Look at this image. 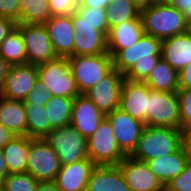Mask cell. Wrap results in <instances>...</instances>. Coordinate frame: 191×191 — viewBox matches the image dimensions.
<instances>
[{
	"label": "cell",
	"instance_id": "1",
	"mask_svg": "<svg viewBox=\"0 0 191 191\" xmlns=\"http://www.w3.org/2000/svg\"><path fill=\"white\" fill-rule=\"evenodd\" d=\"M107 51L112 56L113 68L124 79L144 82L161 58L162 40L144 33L129 48Z\"/></svg>",
	"mask_w": 191,
	"mask_h": 191
},
{
	"label": "cell",
	"instance_id": "2",
	"mask_svg": "<svg viewBox=\"0 0 191 191\" xmlns=\"http://www.w3.org/2000/svg\"><path fill=\"white\" fill-rule=\"evenodd\" d=\"M145 34L164 40L185 33L186 17L166 1H158L140 10Z\"/></svg>",
	"mask_w": 191,
	"mask_h": 191
},
{
	"label": "cell",
	"instance_id": "3",
	"mask_svg": "<svg viewBox=\"0 0 191 191\" xmlns=\"http://www.w3.org/2000/svg\"><path fill=\"white\" fill-rule=\"evenodd\" d=\"M182 146L181 129L161 126H145L131 158L146 162L158 156H166Z\"/></svg>",
	"mask_w": 191,
	"mask_h": 191
},
{
	"label": "cell",
	"instance_id": "4",
	"mask_svg": "<svg viewBox=\"0 0 191 191\" xmlns=\"http://www.w3.org/2000/svg\"><path fill=\"white\" fill-rule=\"evenodd\" d=\"M37 73L38 80L47 87L51 96L74 99L80 95L67 57H57L38 65Z\"/></svg>",
	"mask_w": 191,
	"mask_h": 191
},
{
	"label": "cell",
	"instance_id": "5",
	"mask_svg": "<svg viewBox=\"0 0 191 191\" xmlns=\"http://www.w3.org/2000/svg\"><path fill=\"white\" fill-rule=\"evenodd\" d=\"M68 61L79 94L87 93L113 69L112 56L108 52L100 55L69 56Z\"/></svg>",
	"mask_w": 191,
	"mask_h": 191
},
{
	"label": "cell",
	"instance_id": "6",
	"mask_svg": "<svg viewBox=\"0 0 191 191\" xmlns=\"http://www.w3.org/2000/svg\"><path fill=\"white\" fill-rule=\"evenodd\" d=\"M42 139L55 149L61 165L88 158L87 139L71 125L52 128Z\"/></svg>",
	"mask_w": 191,
	"mask_h": 191
},
{
	"label": "cell",
	"instance_id": "7",
	"mask_svg": "<svg viewBox=\"0 0 191 191\" xmlns=\"http://www.w3.org/2000/svg\"><path fill=\"white\" fill-rule=\"evenodd\" d=\"M59 157L42 138L29 137L26 172L39 182L55 181L60 170Z\"/></svg>",
	"mask_w": 191,
	"mask_h": 191
},
{
	"label": "cell",
	"instance_id": "8",
	"mask_svg": "<svg viewBox=\"0 0 191 191\" xmlns=\"http://www.w3.org/2000/svg\"><path fill=\"white\" fill-rule=\"evenodd\" d=\"M87 153L95 165H118L126 157L119 149L112 126L106 117L87 139Z\"/></svg>",
	"mask_w": 191,
	"mask_h": 191
},
{
	"label": "cell",
	"instance_id": "9",
	"mask_svg": "<svg viewBox=\"0 0 191 191\" xmlns=\"http://www.w3.org/2000/svg\"><path fill=\"white\" fill-rule=\"evenodd\" d=\"M144 124L180 129L177 93L151 90L148 96V117Z\"/></svg>",
	"mask_w": 191,
	"mask_h": 191
},
{
	"label": "cell",
	"instance_id": "10",
	"mask_svg": "<svg viewBox=\"0 0 191 191\" xmlns=\"http://www.w3.org/2000/svg\"><path fill=\"white\" fill-rule=\"evenodd\" d=\"M16 27L24 41L27 63L38 66L58 57L44 24H16Z\"/></svg>",
	"mask_w": 191,
	"mask_h": 191
},
{
	"label": "cell",
	"instance_id": "11",
	"mask_svg": "<svg viewBox=\"0 0 191 191\" xmlns=\"http://www.w3.org/2000/svg\"><path fill=\"white\" fill-rule=\"evenodd\" d=\"M106 118L112 126L119 149L125 156H130L144 130V122L131 117L120 108L106 114Z\"/></svg>",
	"mask_w": 191,
	"mask_h": 191
},
{
	"label": "cell",
	"instance_id": "12",
	"mask_svg": "<svg viewBox=\"0 0 191 191\" xmlns=\"http://www.w3.org/2000/svg\"><path fill=\"white\" fill-rule=\"evenodd\" d=\"M37 80V66L29 63L10 65L0 96L10 100L24 101Z\"/></svg>",
	"mask_w": 191,
	"mask_h": 191
},
{
	"label": "cell",
	"instance_id": "13",
	"mask_svg": "<svg viewBox=\"0 0 191 191\" xmlns=\"http://www.w3.org/2000/svg\"><path fill=\"white\" fill-rule=\"evenodd\" d=\"M123 80L124 75L113 68L84 95L106 115L119 108Z\"/></svg>",
	"mask_w": 191,
	"mask_h": 191
},
{
	"label": "cell",
	"instance_id": "14",
	"mask_svg": "<svg viewBox=\"0 0 191 191\" xmlns=\"http://www.w3.org/2000/svg\"><path fill=\"white\" fill-rule=\"evenodd\" d=\"M118 166L130 191H165V186L145 162L126 156Z\"/></svg>",
	"mask_w": 191,
	"mask_h": 191
},
{
	"label": "cell",
	"instance_id": "15",
	"mask_svg": "<svg viewBox=\"0 0 191 191\" xmlns=\"http://www.w3.org/2000/svg\"><path fill=\"white\" fill-rule=\"evenodd\" d=\"M106 115L84 94L73 99L70 125L84 138H90Z\"/></svg>",
	"mask_w": 191,
	"mask_h": 191
},
{
	"label": "cell",
	"instance_id": "16",
	"mask_svg": "<svg viewBox=\"0 0 191 191\" xmlns=\"http://www.w3.org/2000/svg\"><path fill=\"white\" fill-rule=\"evenodd\" d=\"M151 89L140 81L124 79L119 108L131 117L145 123L148 117V96Z\"/></svg>",
	"mask_w": 191,
	"mask_h": 191
},
{
	"label": "cell",
	"instance_id": "17",
	"mask_svg": "<svg viewBox=\"0 0 191 191\" xmlns=\"http://www.w3.org/2000/svg\"><path fill=\"white\" fill-rule=\"evenodd\" d=\"M58 57L74 56L75 30L72 15L51 16L44 23Z\"/></svg>",
	"mask_w": 191,
	"mask_h": 191
},
{
	"label": "cell",
	"instance_id": "18",
	"mask_svg": "<svg viewBox=\"0 0 191 191\" xmlns=\"http://www.w3.org/2000/svg\"><path fill=\"white\" fill-rule=\"evenodd\" d=\"M95 166L89 158L61 165L54 182L59 191H86L90 174Z\"/></svg>",
	"mask_w": 191,
	"mask_h": 191
},
{
	"label": "cell",
	"instance_id": "19",
	"mask_svg": "<svg viewBox=\"0 0 191 191\" xmlns=\"http://www.w3.org/2000/svg\"><path fill=\"white\" fill-rule=\"evenodd\" d=\"M190 160V156L181 146L177 151L169 155L158 156L147 160L145 163L165 186L185 169Z\"/></svg>",
	"mask_w": 191,
	"mask_h": 191
},
{
	"label": "cell",
	"instance_id": "20",
	"mask_svg": "<svg viewBox=\"0 0 191 191\" xmlns=\"http://www.w3.org/2000/svg\"><path fill=\"white\" fill-rule=\"evenodd\" d=\"M86 191H130L118 165H96Z\"/></svg>",
	"mask_w": 191,
	"mask_h": 191
},
{
	"label": "cell",
	"instance_id": "21",
	"mask_svg": "<svg viewBox=\"0 0 191 191\" xmlns=\"http://www.w3.org/2000/svg\"><path fill=\"white\" fill-rule=\"evenodd\" d=\"M161 58L177 72L182 70L191 63V37L182 33L162 40Z\"/></svg>",
	"mask_w": 191,
	"mask_h": 191
},
{
	"label": "cell",
	"instance_id": "22",
	"mask_svg": "<svg viewBox=\"0 0 191 191\" xmlns=\"http://www.w3.org/2000/svg\"><path fill=\"white\" fill-rule=\"evenodd\" d=\"M0 124L16 136H27V115L24 101L0 96Z\"/></svg>",
	"mask_w": 191,
	"mask_h": 191
},
{
	"label": "cell",
	"instance_id": "23",
	"mask_svg": "<svg viewBox=\"0 0 191 191\" xmlns=\"http://www.w3.org/2000/svg\"><path fill=\"white\" fill-rule=\"evenodd\" d=\"M144 34L141 17L123 22L109 30L107 50H123L136 44Z\"/></svg>",
	"mask_w": 191,
	"mask_h": 191
},
{
	"label": "cell",
	"instance_id": "24",
	"mask_svg": "<svg viewBox=\"0 0 191 191\" xmlns=\"http://www.w3.org/2000/svg\"><path fill=\"white\" fill-rule=\"evenodd\" d=\"M28 149V136H15L4 145L2 152L8 174L26 173Z\"/></svg>",
	"mask_w": 191,
	"mask_h": 191
},
{
	"label": "cell",
	"instance_id": "25",
	"mask_svg": "<svg viewBox=\"0 0 191 191\" xmlns=\"http://www.w3.org/2000/svg\"><path fill=\"white\" fill-rule=\"evenodd\" d=\"M144 83L153 91L177 92L178 72L160 58Z\"/></svg>",
	"mask_w": 191,
	"mask_h": 191
},
{
	"label": "cell",
	"instance_id": "26",
	"mask_svg": "<svg viewBox=\"0 0 191 191\" xmlns=\"http://www.w3.org/2000/svg\"><path fill=\"white\" fill-rule=\"evenodd\" d=\"M107 52V37L101 31L75 33L74 56L100 55Z\"/></svg>",
	"mask_w": 191,
	"mask_h": 191
},
{
	"label": "cell",
	"instance_id": "27",
	"mask_svg": "<svg viewBox=\"0 0 191 191\" xmlns=\"http://www.w3.org/2000/svg\"><path fill=\"white\" fill-rule=\"evenodd\" d=\"M0 56L9 65L27 64L24 41L17 27L1 42Z\"/></svg>",
	"mask_w": 191,
	"mask_h": 191
},
{
	"label": "cell",
	"instance_id": "28",
	"mask_svg": "<svg viewBox=\"0 0 191 191\" xmlns=\"http://www.w3.org/2000/svg\"><path fill=\"white\" fill-rule=\"evenodd\" d=\"M27 115V136L43 138L51 129L45 105L24 104Z\"/></svg>",
	"mask_w": 191,
	"mask_h": 191
},
{
	"label": "cell",
	"instance_id": "29",
	"mask_svg": "<svg viewBox=\"0 0 191 191\" xmlns=\"http://www.w3.org/2000/svg\"><path fill=\"white\" fill-rule=\"evenodd\" d=\"M73 98L51 96L45 109L52 128L70 125Z\"/></svg>",
	"mask_w": 191,
	"mask_h": 191
},
{
	"label": "cell",
	"instance_id": "30",
	"mask_svg": "<svg viewBox=\"0 0 191 191\" xmlns=\"http://www.w3.org/2000/svg\"><path fill=\"white\" fill-rule=\"evenodd\" d=\"M140 8L133 0H116L106 7L108 29L140 17Z\"/></svg>",
	"mask_w": 191,
	"mask_h": 191
},
{
	"label": "cell",
	"instance_id": "31",
	"mask_svg": "<svg viewBox=\"0 0 191 191\" xmlns=\"http://www.w3.org/2000/svg\"><path fill=\"white\" fill-rule=\"evenodd\" d=\"M50 17L48 0H21L19 24H44Z\"/></svg>",
	"mask_w": 191,
	"mask_h": 191
},
{
	"label": "cell",
	"instance_id": "32",
	"mask_svg": "<svg viewBox=\"0 0 191 191\" xmlns=\"http://www.w3.org/2000/svg\"><path fill=\"white\" fill-rule=\"evenodd\" d=\"M72 23H89L98 25V30L106 37L109 33L106 8H89L78 6L72 14Z\"/></svg>",
	"mask_w": 191,
	"mask_h": 191
},
{
	"label": "cell",
	"instance_id": "33",
	"mask_svg": "<svg viewBox=\"0 0 191 191\" xmlns=\"http://www.w3.org/2000/svg\"><path fill=\"white\" fill-rule=\"evenodd\" d=\"M39 181L29 173L8 174L2 180V188L6 191H36Z\"/></svg>",
	"mask_w": 191,
	"mask_h": 191
},
{
	"label": "cell",
	"instance_id": "34",
	"mask_svg": "<svg viewBox=\"0 0 191 191\" xmlns=\"http://www.w3.org/2000/svg\"><path fill=\"white\" fill-rule=\"evenodd\" d=\"M180 129L191 126V89L178 90Z\"/></svg>",
	"mask_w": 191,
	"mask_h": 191
},
{
	"label": "cell",
	"instance_id": "35",
	"mask_svg": "<svg viewBox=\"0 0 191 191\" xmlns=\"http://www.w3.org/2000/svg\"><path fill=\"white\" fill-rule=\"evenodd\" d=\"M165 191H191V160L178 176L165 185Z\"/></svg>",
	"mask_w": 191,
	"mask_h": 191
},
{
	"label": "cell",
	"instance_id": "36",
	"mask_svg": "<svg viewBox=\"0 0 191 191\" xmlns=\"http://www.w3.org/2000/svg\"><path fill=\"white\" fill-rule=\"evenodd\" d=\"M51 16L72 15L78 7V0H48Z\"/></svg>",
	"mask_w": 191,
	"mask_h": 191
},
{
	"label": "cell",
	"instance_id": "37",
	"mask_svg": "<svg viewBox=\"0 0 191 191\" xmlns=\"http://www.w3.org/2000/svg\"><path fill=\"white\" fill-rule=\"evenodd\" d=\"M51 95L47 91V87L37 80L36 85L33 87L27 98L24 100V104H40L46 105Z\"/></svg>",
	"mask_w": 191,
	"mask_h": 191
},
{
	"label": "cell",
	"instance_id": "38",
	"mask_svg": "<svg viewBox=\"0 0 191 191\" xmlns=\"http://www.w3.org/2000/svg\"><path fill=\"white\" fill-rule=\"evenodd\" d=\"M21 0H0V17L8 18L19 24Z\"/></svg>",
	"mask_w": 191,
	"mask_h": 191
},
{
	"label": "cell",
	"instance_id": "39",
	"mask_svg": "<svg viewBox=\"0 0 191 191\" xmlns=\"http://www.w3.org/2000/svg\"><path fill=\"white\" fill-rule=\"evenodd\" d=\"M178 88L191 89V63L178 72Z\"/></svg>",
	"mask_w": 191,
	"mask_h": 191
},
{
	"label": "cell",
	"instance_id": "40",
	"mask_svg": "<svg viewBox=\"0 0 191 191\" xmlns=\"http://www.w3.org/2000/svg\"><path fill=\"white\" fill-rule=\"evenodd\" d=\"M166 2L181 11L186 19L191 17V0H166Z\"/></svg>",
	"mask_w": 191,
	"mask_h": 191
},
{
	"label": "cell",
	"instance_id": "41",
	"mask_svg": "<svg viewBox=\"0 0 191 191\" xmlns=\"http://www.w3.org/2000/svg\"><path fill=\"white\" fill-rule=\"evenodd\" d=\"M14 21L8 18L0 17V44L6 36L16 27Z\"/></svg>",
	"mask_w": 191,
	"mask_h": 191
},
{
	"label": "cell",
	"instance_id": "42",
	"mask_svg": "<svg viewBox=\"0 0 191 191\" xmlns=\"http://www.w3.org/2000/svg\"><path fill=\"white\" fill-rule=\"evenodd\" d=\"M182 147L188 153L191 159V126L181 128Z\"/></svg>",
	"mask_w": 191,
	"mask_h": 191
},
{
	"label": "cell",
	"instance_id": "43",
	"mask_svg": "<svg viewBox=\"0 0 191 191\" xmlns=\"http://www.w3.org/2000/svg\"><path fill=\"white\" fill-rule=\"evenodd\" d=\"M16 135H14L9 129L0 124V149L4 147L6 143L11 141Z\"/></svg>",
	"mask_w": 191,
	"mask_h": 191
},
{
	"label": "cell",
	"instance_id": "44",
	"mask_svg": "<svg viewBox=\"0 0 191 191\" xmlns=\"http://www.w3.org/2000/svg\"><path fill=\"white\" fill-rule=\"evenodd\" d=\"M108 4L105 0H78V6L89 8H106Z\"/></svg>",
	"mask_w": 191,
	"mask_h": 191
},
{
	"label": "cell",
	"instance_id": "45",
	"mask_svg": "<svg viewBox=\"0 0 191 191\" xmlns=\"http://www.w3.org/2000/svg\"><path fill=\"white\" fill-rule=\"evenodd\" d=\"M75 33L79 31H99L98 25L89 24V23H72Z\"/></svg>",
	"mask_w": 191,
	"mask_h": 191
},
{
	"label": "cell",
	"instance_id": "46",
	"mask_svg": "<svg viewBox=\"0 0 191 191\" xmlns=\"http://www.w3.org/2000/svg\"><path fill=\"white\" fill-rule=\"evenodd\" d=\"M10 65L0 56V90L7 76Z\"/></svg>",
	"mask_w": 191,
	"mask_h": 191
},
{
	"label": "cell",
	"instance_id": "47",
	"mask_svg": "<svg viewBox=\"0 0 191 191\" xmlns=\"http://www.w3.org/2000/svg\"><path fill=\"white\" fill-rule=\"evenodd\" d=\"M7 175H8L7 166L4 161L2 149H0V180L2 181Z\"/></svg>",
	"mask_w": 191,
	"mask_h": 191
},
{
	"label": "cell",
	"instance_id": "48",
	"mask_svg": "<svg viewBox=\"0 0 191 191\" xmlns=\"http://www.w3.org/2000/svg\"><path fill=\"white\" fill-rule=\"evenodd\" d=\"M36 191H53V181L39 182Z\"/></svg>",
	"mask_w": 191,
	"mask_h": 191
},
{
	"label": "cell",
	"instance_id": "49",
	"mask_svg": "<svg viewBox=\"0 0 191 191\" xmlns=\"http://www.w3.org/2000/svg\"><path fill=\"white\" fill-rule=\"evenodd\" d=\"M134 3L140 8H145L151 6L152 4L158 2L157 0H133Z\"/></svg>",
	"mask_w": 191,
	"mask_h": 191
},
{
	"label": "cell",
	"instance_id": "50",
	"mask_svg": "<svg viewBox=\"0 0 191 191\" xmlns=\"http://www.w3.org/2000/svg\"><path fill=\"white\" fill-rule=\"evenodd\" d=\"M185 33L191 37V17L186 19Z\"/></svg>",
	"mask_w": 191,
	"mask_h": 191
},
{
	"label": "cell",
	"instance_id": "51",
	"mask_svg": "<svg viewBox=\"0 0 191 191\" xmlns=\"http://www.w3.org/2000/svg\"><path fill=\"white\" fill-rule=\"evenodd\" d=\"M53 191H59V189L57 188V185L55 184L54 181H53Z\"/></svg>",
	"mask_w": 191,
	"mask_h": 191
},
{
	"label": "cell",
	"instance_id": "52",
	"mask_svg": "<svg viewBox=\"0 0 191 191\" xmlns=\"http://www.w3.org/2000/svg\"><path fill=\"white\" fill-rule=\"evenodd\" d=\"M113 1H116V0H105V3H110V2H113Z\"/></svg>",
	"mask_w": 191,
	"mask_h": 191
},
{
	"label": "cell",
	"instance_id": "53",
	"mask_svg": "<svg viewBox=\"0 0 191 191\" xmlns=\"http://www.w3.org/2000/svg\"><path fill=\"white\" fill-rule=\"evenodd\" d=\"M0 191H6L4 188H2V186L0 187Z\"/></svg>",
	"mask_w": 191,
	"mask_h": 191
}]
</instances>
